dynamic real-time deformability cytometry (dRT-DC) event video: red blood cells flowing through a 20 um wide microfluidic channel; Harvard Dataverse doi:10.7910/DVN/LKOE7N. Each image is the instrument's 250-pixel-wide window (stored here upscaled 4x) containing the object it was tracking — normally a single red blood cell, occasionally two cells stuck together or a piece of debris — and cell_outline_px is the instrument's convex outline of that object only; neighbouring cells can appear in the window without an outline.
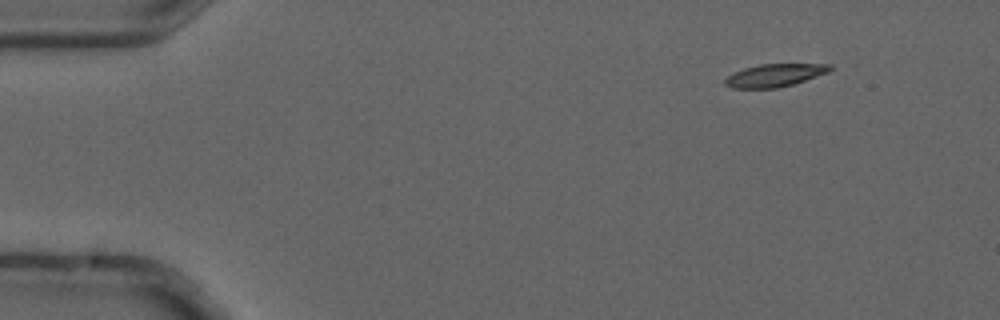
{"species": "common noctule bat (a hibernating species)", "species_latin": "Nyctalus noctula", "temperature_condition": "cold", "stored_images_in_passage": 6, "camera_frame_rate_fps": 3000, "um_per_image_px": 0.085, "animal": {"sex": "male", "forearm_length_mm": 52.5}, "frame": {"image": 1, "passage_image": 2, "time_ms": 0.333, "image_size_px": [1000, 320], "cell_outline_px": [[832, 68], [828, 72], [792, 84], [776, 88], [732, 88], [724, 84], [724, 80], [732, 72], [744, 68], [760, 64], [832, 64]], "centroid_in_image_um": [65.8, 6.39], "position_along_channel_um": 19.2, "area_um2": 13.81}}
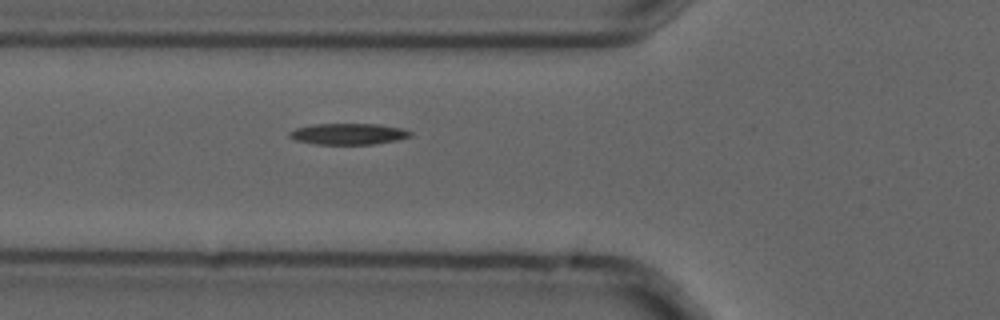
{"frame": {"image": 2, "passage_image": 6, "time_ms": 1.667, "image_size_px": [1000, 320], "cell_outline_px": [[412, 136], [400, 140], [372, 144], [316, 144], [296, 140], [288, 136], [288, 132], [296, 128], [312, 124], [376, 124], [404, 128], [412, 132]], "centroid_in_image_um": [29.64, 11.38], "position_along_channel_um": 96.2, "area_um2": 15.03}}